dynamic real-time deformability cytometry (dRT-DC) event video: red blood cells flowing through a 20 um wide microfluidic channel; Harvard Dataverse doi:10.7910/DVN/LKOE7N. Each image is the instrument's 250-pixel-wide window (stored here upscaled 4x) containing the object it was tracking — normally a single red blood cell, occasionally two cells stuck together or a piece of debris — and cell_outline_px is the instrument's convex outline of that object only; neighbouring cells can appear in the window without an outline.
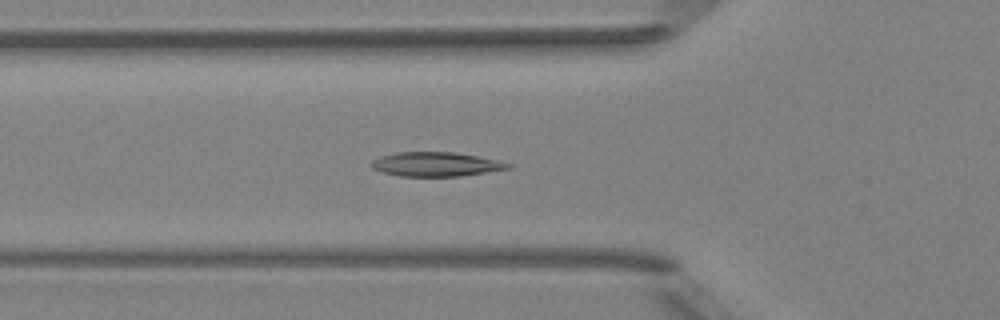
{"species": "Egyptian fruit bat (a non-hibernating species)", "species_latin": "Rousettus aegyptiacus", "temperature_condition": "room temperature", "stored_images_in_passage": 50, "camera_frame_rate_fps": 3000, "um_per_image_px": 0.085, "animal": {"sex": "female"}, "frame": {"image": 1, "passage_image": 17, "time_ms": 5.333, "image_size_px": [1000, 320], "cell_outline_px": [[512, 164], [508, 168], [460, 176], [400, 176], [384, 172], [372, 168], [372, 160], [380, 156], [396, 152], [456, 152], [496, 160]], "centroid_in_image_um": [37.0, 13.95], "position_along_channel_um": 88.8, "area_um2": 18.96}}
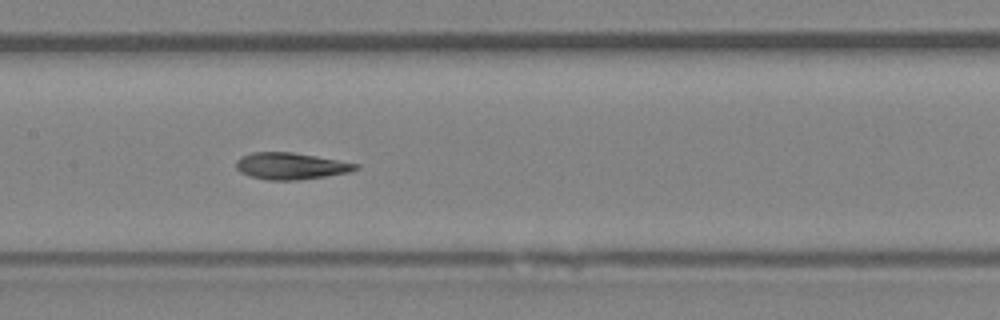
{"frame": {"image": 2, "passage_image": 24, "time_ms": 7.667, "image_size_px": [1000, 320], "cell_outline_px": [[360, 168], [348, 172], [324, 176], [296, 180], [268, 180], [252, 176], [240, 172], [236, 168], [236, 160], [240, 156], [252, 152], [292, 152], [316, 156], [360, 164]], "centroid_in_image_um": [24.7, 14.1], "position_along_channel_um": 182.7, "area_um2": 18.5}}
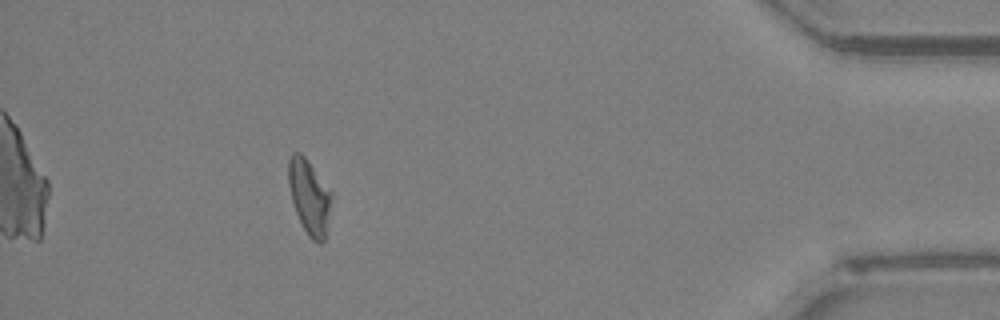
{"frame": {"image": 3, "passage_image": 45, "time_ms": 14.667, "image_size_px": [1000, 320], "cell_outline_px": [[332, 192], [324, 240], [320, 244], [312, 240], [308, 236], [296, 212], [292, 200], [288, 184], [288, 160], [292, 152], [300, 152], [308, 160]], "centroid_in_image_um": [26.27, 16.68], "position_along_channel_um": 408.9, "area_um2": 18.44}, "authors_computed_cell_mechanics": {"area_um2": 18.8717, "velocity_mm_per_s": 4.0239, "shape_relaxation_time_tau1_ms": 7.9585, "shape_relaxation_time_tau2_ms": 1.9485, "deformation_change_tau1": 0.2157, "deformation_change_tau2": 0.0775}}